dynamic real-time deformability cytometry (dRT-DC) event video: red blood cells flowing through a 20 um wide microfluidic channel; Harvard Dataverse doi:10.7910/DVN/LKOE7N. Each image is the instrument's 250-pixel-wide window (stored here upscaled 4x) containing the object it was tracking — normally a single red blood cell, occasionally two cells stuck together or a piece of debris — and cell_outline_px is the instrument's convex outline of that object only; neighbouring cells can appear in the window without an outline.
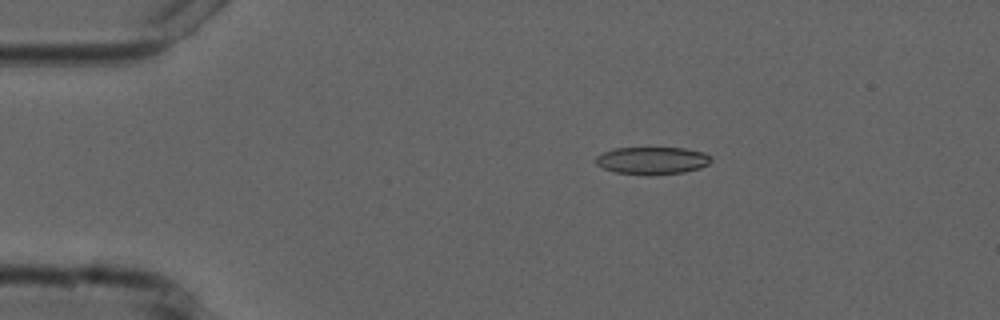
{"species": "common noctule bat (a hibernating species)", "species_latin": "Nyctalus noctula", "temperature_condition": "cold", "stored_images_in_passage": 9, "camera_frame_rate_fps": 3000, "um_per_image_px": 0.085, "animal": {"sex": "male", "forearm_length_mm": 52.5}, "frame": {"image": 1, "passage_image": 2, "time_ms": 1.333, "image_size_px": [1000, 320], "cell_outline_px": [[712, 160], [708, 164], [700, 168], [684, 172], [652, 176], [644, 176], [616, 172], [604, 168], [596, 164], [596, 156], [604, 152], [616, 148], [684, 148], [704, 152], [712, 156]], "centroid_in_image_um": [55.47, 13.66], "position_along_channel_um": 29.5, "area_um2": 18.67}}
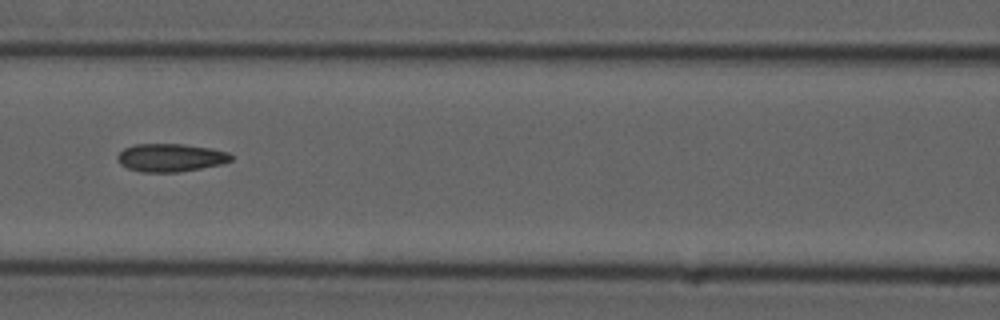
{"frame": {"image": 2, "passage_image": 6, "time_ms": 6.0, "image_size_px": [1000, 320], "cell_outline_px": [[232, 160], [220, 164], [180, 172], [140, 172], [128, 168], [120, 164], [116, 160], [116, 156], [124, 148], [136, 144], [184, 144], [212, 148], [228, 152], [232, 156]], "centroid_in_image_um": [14.47, 13.4], "position_along_channel_um": 152.1, "area_um2": 18.61}}
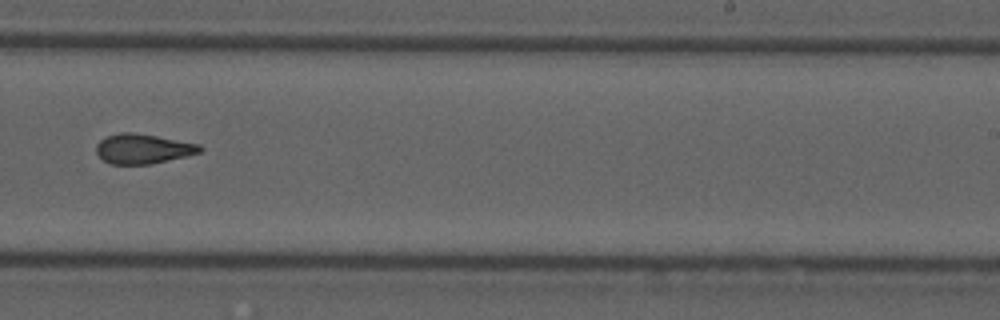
{"frame": {"image": 3, "passage_image": 9, "time_ms": 9.333, "image_size_px": [1000, 320], "cell_outline_px": [[204, 148], [200, 152], [152, 164], [112, 164], [104, 160], [96, 152], [96, 144], [100, 140], [108, 136], [120, 132], [132, 132], [156, 136], [200, 144]], "centroid_in_image_um": [12.15, 12.64], "position_along_channel_um": 276.9, "area_um2": 17.8}}